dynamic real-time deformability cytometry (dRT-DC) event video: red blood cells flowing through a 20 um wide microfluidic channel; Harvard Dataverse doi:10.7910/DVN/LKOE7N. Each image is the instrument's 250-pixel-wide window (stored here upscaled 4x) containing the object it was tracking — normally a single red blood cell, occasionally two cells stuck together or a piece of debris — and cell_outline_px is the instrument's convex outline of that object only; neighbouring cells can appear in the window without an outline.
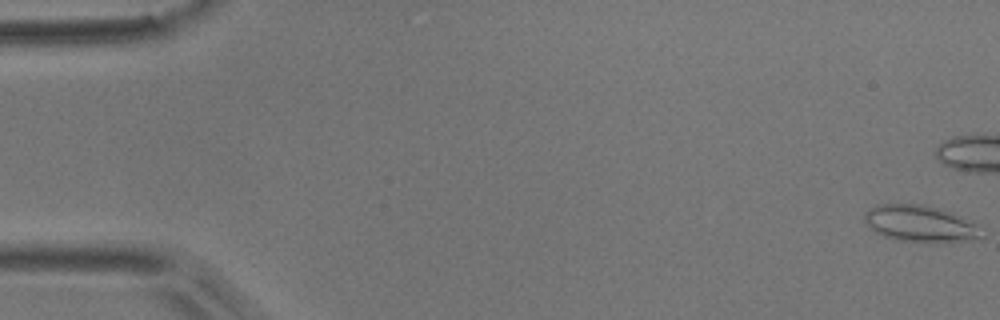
{"species": "common noctule bat (a hibernating species)", "species_latin": "Nyctalus noctula", "temperature_condition": "room temperature", "stored_images_in_passage": 10, "camera_frame_rate_fps": 3000, "um_per_image_px": 0.085, "animal": {"sex": "male", "body_mass_g": 17.9}, "frame": {"image": 1, "passage_image": 1, "time_ms": 0.0, "image_size_px": [1000, 320], "cell_outline_px": [[984, 236], [964, 240], [896, 240], [884, 236], [876, 232], [864, 220], [864, 212], [876, 204], [924, 204], [952, 212], [976, 224]], "centroid_in_image_um": [78.16, 18.96], "position_along_channel_um": 6.8, "area_um2": 24.1}}